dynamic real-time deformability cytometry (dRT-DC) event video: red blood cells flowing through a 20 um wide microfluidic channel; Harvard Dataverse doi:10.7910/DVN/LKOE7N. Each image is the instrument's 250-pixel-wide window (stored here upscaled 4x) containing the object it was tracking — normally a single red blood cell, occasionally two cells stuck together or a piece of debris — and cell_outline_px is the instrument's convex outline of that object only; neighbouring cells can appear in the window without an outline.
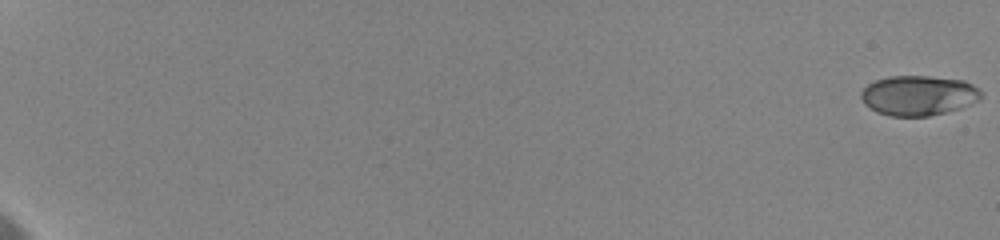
{"species": "human", "species_latin": "Homo sapiens", "temperature_condition": "cold", "stored_images_in_passage": 79, "camera_frame_rate_fps": 3000, "um_per_image_px": 0.085, "donor": {"sex": "female"}, "frame": {"image": 1, "passage_image": 1, "time_ms": 0.0, "image_size_px": [1000, 240], "cell_outline_px": [[984, 96], [980, 100], [960, 108], [928, 116], [888, 116], [876, 112], [864, 104], [860, 96], [860, 92], [868, 84], [876, 80], [888, 76], [928, 76], [964, 80], [980, 88]], "centroid_in_image_um": [78.08, 8.11], "position_along_channel_um": 6.9, "area_um2": 28.21}}
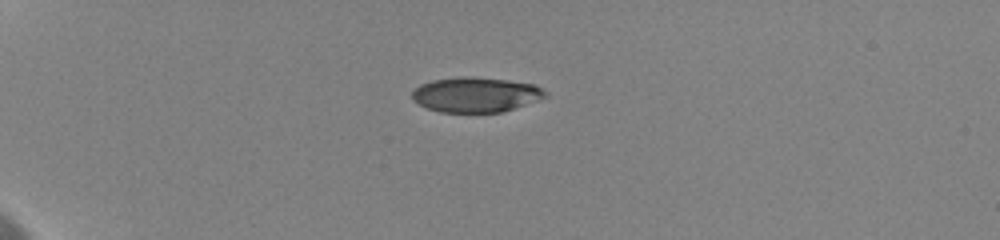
{"frame": {"image": 2, "passage_image": 23, "time_ms": 6.0, "image_size_px": [1000, 240], "cell_outline_px": [[548, 96], [500, 112], [440, 112], [428, 108], [412, 100], [412, 92], [420, 84], [432, 80], [460, 76], [468, 76], [508, 80], [536, 84], [548, 92]], "centroid_in_image_um": [40.43, 8.03], "position_along_channel_um": 44.6, "area_um2": 27.05}}
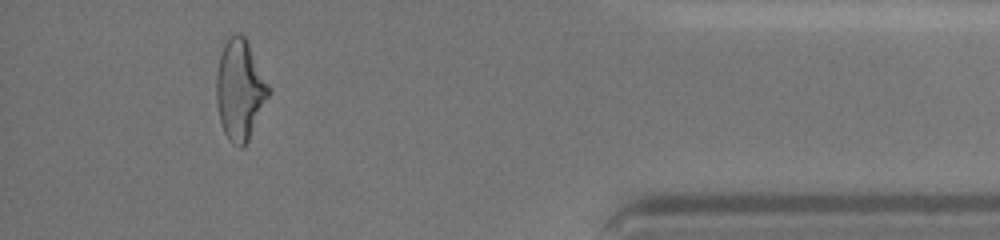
{"frame": {"image": 3, "passage_image": 73, "time_ms": 18.667, "image_size_px": [1000, 240], "cell_outline_px": [[272, 92], [244, 148], [240, 148], [232, 144], [228, 140], [224, 132], [220, 120], [216, 104], [216, 72], [224, 36], [232, 32], [236, 32], [244, 36], [272, 88]], "centroid_in_image_um": [20.39, 7.6], "position_along_channel_um": 414.8, "area_um2": 31.39}, "authors_computed_cell_mechanics": {"area_um2": 29.3624, "velocity_mm_per_s": 3.6077, "shape_relaxation_time_tau1_ms": 4.6284, "shape_relaxation_time_tau2_ms": 1.216, "deformation_change_tau1": 0.1649, "deformation_change_tau2": 0.0799}}